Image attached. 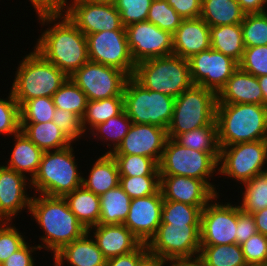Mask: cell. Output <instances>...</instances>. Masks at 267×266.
Segmentation results:
<instances>
[{
	"mask_svg": "<svg viewBox=\"0 0 267 266\" xmlns=\"http://www.w3.org/2000/svg\"><path fill=\"white\" fill-rule=\"evenodd\" d=\"M119 176L160 175L159 164L152 158L141 155L112 154Z\"/></svg>",
	"mask_w": 267,
	"mask_h": 266,
	"instance_id": "obj_40",
	"label": "cell"
},
{
	"mask_svg": "<svg viewBox=\"0 0 267 266\" xmlns=\"http://www.w3.org/2000/svg\"><path fill=\"white\" fill-rule=\"evenodd\" d=\"M188 62L193 84L216 95L239 67L231 57L212 48L192 55Z\"/></svg>",
	"mask_w": 267,
	"mask_h": 266,
	"instance_id": "obj_15",
	"label": "cell"
},
{
	"mask_svg": "<svg viewBox=\"0 0 267 266\" xmlns=\"http://www.w3.org/2000/svg\"><path fill=\"white\" fill-rule=\"evenodd\" d=\"M13 145L11 153L3 164L12 170L26 176L30 181L33 179L44 151L38 148L22 131L12 136Z\"/></svg>",
	"mask_w": 267,
	"mask_h": 266,
	"instance_id": "obj_26",
	"label": "cell"
},
{
	"mask_svg": "<svg viewBox=\"0 0 267 266\" xmlns=\"http://www.w3.org/2000/svg\"><path fill=\"white\" fill-rule=\"evenodd\" d=\"M36 20L45 30L40 29L41 35L33 48L47 61L68 77L89 61L87 37L67 16Z\"/></svg>",
	"mask_w": 267,
	"mask_h": 266,
	"instance_id": "obj_1",
	"label": "cell"
},
{
	"mask_svg": "<svg viewBox=\"0 0 267 266\" xmlns=\"http://www.w3.org/2000/svg\"><path fill=\"white\" fill-rule=\"evenodd\" d=\"M72 145L52 151H44L37 173L31 180L33 194L64 197L82 186L83 171ZM80 168V169H79Z\"/></svg>",
	"mask_w": 267,
	"mask_h": 266,
	"instance_id": "obj_3",
	"label": "cell"
},
{
	"mask_svg": "<svg viewBox=\"0 0 267 266\" xmlns=\"http://www.w3.org/2000/svg\"><path fill=\"white\" fill-rule=\"evenodd\" d=\"M69 209L88 230L98 225L100 217V196L83 185L64 196Z\"/></svg>",
	"mask_w": 267,
	"mask_h": 266,
	"instance_id": "obj_28",
	"label": "cell"
},
{
	"mask_svg": "<svg viewBox=\"0 0 267 266\" xmlns=\"http://www.w3.org/2000/svg\"><path fill=\"white\" fill-rule=\"evenodd\" d=\"M66 16L86 36L106 30H125L113 2L70 0Z\"/></svg>",
	"mask_w": 267,
	"mask_h": 266,
	"instance_id": "obj_16",
	"label": "cell"
},
{
	"mask_svg": "<svg viewBox=\"0 0 267 266\" xmlns=\"http://www.w3.org/2000/svg\"><path fill=\"white\" fill-rule=\"evenodd\" d=\"M245 14L266 12L265 0H237Z\"/></svg>",
	"mask_w": 267,
	"mask_h": 266,
	"instance_id": "obj_56",
	"label": "cell"
},
{
	"mask_svg": "<svg viewBox=\"0 0 267 266\" xmlns=\"http://www.w3.org/2000/svg\"><path fill=\"white\" fill-rule=\"evenodd\" d=\"M123 98L124 110L132 123L168 128L175 98L146 89L132 76L125 84Z\"/></svg>",
	"mask_w": 267,
	"mask_h": 266,
	"instance_id": "obj_9",
	"label": "cell"
},
{
	"mask_svg": "<svg viewBox=\"0 0 267 266\" xmlns=\"http://www.w3.org/2000/svg\"><path fill=\"white\" fill-rule=\"evenodd\" d=\"M147 253V245L142 243L135 251L108 259L106 266H137Z\"/></svg>",
	"mask_w": 267,
	"mask_h": 266,
	"instance_id": "obj_55",
	"label": "cell"
},
{
	"mask_svg": "<svg viewBox=\"0 0 267 266\" xmlns=\"http://www.w3.org/2000/svg\"><path fill=\"white\" fill-rule=\"evenodd\" d=\"M174 140L182 146L193 150L220 152L216 119L208 126L178 134Z\"/></svg>",
	"mask_w": 267,
	"mask_h": 266,
	"instance_id": "obj_37",
	"label": "cell"
},
{
	"mask_svg": "<svg viewBox=\"0 0 267 266\" xmlns=\"http://www.w3.org/2000/svg\"><path fill=\"white\" fill-rule=\"evenodd\" d=\"M211 48L231 57L237 63L242 59L245 46L241 24L210 27Z\"/></svg>",
	"mask_w": 267,
	"mask_h": 266,
	"instance_id": "obj_33",
	"label": "cell"
},
{
	"mask_svg": "<svg viewBox=\"0 0 267 266\" xmlns=\"http://www.w3.org/2000/svg\"><path fill=\"white\" fill-rule=\"evenodd\" d=\"M128 47L135 64L173 53L172 34L149 21L133 23L125 27Z\"/></svg>",
	"mask_w": 267,
	"mask_h": 266,
	"instance_id": "obj_17",
	"label": "cell"
},
{
	"mask_svg": "<svg viewBox=\"0 0 267 266\" xmlns=\"http://www.w3.org/2000/svg\"><path fill=\"white\" fill-rule=\"evenodd\" d=\"M52 121L62 130L65 136L72 142L77 143L79 139L85 141L86 133L82 127V119L69 110L55 109Z\"/></svg>",
	"mask_w": 267,
	"mask_h": 266,
	"instance_id": "obj_49",
	"label": "cell"
},
{
	"mask_svg": "<svg viewBox=\"0 0 267 266\" xmlns=\"http://www.w3.org/2000/svg\"><path fill=\"white\" fill-rule=\"evenodd\" d=\"M87 37L89 61L117 68L133 76L135 62L128 47L126 30H106Z\"/></svg>",
	"mask_w": 267,
	"mask_h": 266,
	"instance_id": "obj_14",
	"label": "cell"
},
{
	"mask_svg": "<svg viewBox=\"0 0 267 266\" xmlns=\"http://www.w3.org/2000/svg\"><path fill=\"white\" fill-rule=\"evenodd\" d=\"M220 152H202L186 148L173 138H168L159 163L160 175H180L205 181L216 193L219 183L211 182L218 175ZM218 189V190H217Z\"/></svg>",
	"mask_w": 267,
	"mask_h": 266,
	"instance_id": "obj_7",
	"label": "cell"
},
{
	"mask_svg": "<svg viewBox=\"0 0 267 266\" xmlns=\"http://www.w3.org/2000/svg\"><path fill=\"white\" fill-rule=\"evenodd\" d=\"M119 185L131 199L147 197L160 189V175L120 176Z\"/></svg>",
	"mask_w": 267,
	"mask_h": 266,
	"instance_id": "obj_44",
	"label": "cell"
},
{
	"mask_svg": "<svg viewBox=\"0 0 267 266\" xmlns=\"http://www.w3.org/2000/svg\"><path fill=\"white\" fill-rule=\"evenodd\" d=\"M153 0H113L124 27L146 21Z\"/></svg>",
	"mask_w": 267,
	"mask_h": 266,
	"instance_id": "obj_47",
	"label": "cell"
},
{
	"mask_svg": "<svg viewBox=\"0 0 267 266\" xmlns=\"http://www.w3.org/2000/svg\"><path fill=\"white\" fill-rule=\"evenodd\" d=\"M236 243L241 245L251 236L257 233V227L252 213L243 211L238 204V221H237Z\"/></svg>",
	"mask_w": 267,
	"mask_h": 266,
	"instance_id": "obj_53",
	"label": "cell"
},
{
	"mask_svg": "<svg viewBox=\"0 0 267 266\" xmlns=\"http://www.w3.org/2000/svg\"><path fill=\"white\" fill-rule=\"evenodd\" d=\"M30 2L36 18L66 16L69 0H26Z\"/></svg>",
	"mask_w": 267,
	"mask_h": 266,
	"instance_id": "obj_51",
	"label": "cell"
},
{
	"mask_svg": "<svg viewBox=\"0 0 267 266\" xmlns=\"http://www.w3.org/2000/svg\"><path fill=\"white\" fill-rule=\"evenodd\" d=\"M132 77L146 89L173 98L194 85L188 59L174 54L137 63Z\"/></svg>",
	"mask_w": 267,
	"mask_h": 266,
	"instance_id": "obj_6",
	"label": "cell"
},
{
	"mask_svg": "<svg viewBox=\"0 0 267 266\" xmlns=\"http://www.w3.org/2000/svg\"><path fill=\"white\" fill-rule=\"evenodd\" d=\"M96 159H92L86 176H82V185L95 193L97 196H101L110 189L116 188L120 182L118 165L112 154L96 155Z\"/></svg>",
	"mask_w": 267,
	"mask_h": 266,
	"instance_id": "obj_27",
	"label": "cell"
},
{
	"mask_svg": "<svg viewBox=\"0 0 267 266\" xmlns=\"http://www.w3.org/2000/svg\"><path fill=\"white\" fill-rule=\"evenodd\" d=\"M216 195L201 212V246L227 245L236 243L238 203L221 201ZM220 199V200H218Z\"/></svg>",
	"mask_w": 267,
	"mask_h": 266,
	"instance_id": "obj_12",
	"label": "cell"
},
{
	"mask_svg": "<svg viewBox=\"0 0 267 266\" xmlns=\"http://www.w3.org/2000/svg\"><path fill=\"white\" fill-rule=\"evenodd\" d=\"M245 12L237 0H202V18L210 27L241 24Z\"/></svg>",
	"mask_w": 267,
	"mask_h": 266,
	"instance_id": "obj_30",
	"label": "cell"
},
{
	"mask_svg": "<svg viewBox=\"0 0 267 266\" xmlns=\"http://www.w3.org/2000/svg\"><path fill=\"white\" fill-rule=\"evenodd\" d=\"M173 53L185 59L211 48L210 26L202 19H183L172 34Z\"/></svg>",
	"mask_w": 267,
	"mask_h": 266,
	"instance_id": "obj_22",
	"label": "cell"
},
{
	"mask_svg": "<svg viewBox=\"0 0 267 266\" xmlns=\"http://www.w3.org/2000/svg\"><path fill=\"white\" fill-rule=\"evenodd\" d=\"M56 108L69 110L83 118L88 99L86 94L72 81L70 77L61 85V87L52 96Z\"/></svg>",
	"mask_w": 267,
	"mask_h": 266,
	"instance_id": "obj_38",
	"label": "cell"
},
{
	"mask_svg": "<svg viewBox=\"0 0 267 266\" xmlns=\"http://www.w3.org/2000/svg\"><path fill=\"white\" fill-rule=\"evenodd\" d=\"M132 121L127 116L125 110L119 115L109 118L104 123L97 125L88 135V139H94L97 143L100 141L103 145H107L102 151L103 154H112L117 147L121 144L123 138L128 133L132 126Z\"/></svg>",
	"mask_w": 267,
	"mask_h": 266,
	"instance_id": "obj_31",
	"label": "cell"
},
{
	"mask_svg": "<svg viewBox=\"0 0 267 266\" xmlns=\"http://www.w3.org/2000/svg\"><path fill=\"white\" fill-rule=\"evenodd\" d=\"M27 241L18 251L13 253L2 265L0 266H37L36 259L33 256L40 252V247L37 243L33 246L32 241Z\"/></svg>",
	"mask_w": 267,
	"mask_h": 266,
	"instance_id": "obj_52",
	"label": "cell"
},
{
	"mask_svg": "<svg viewBox=\"0 0 267 266\" xmlns=\"http://www.w3.org/2000/svg\"><path fill=\"white\" fill-rule=\"evenodd\" d=\"M55 105L50 97L27 100L20 106V123H45L52 121Z\"/></svg>",
	"mask_w": 267,
	"mask_h": 266,
	"instance_id": "obj_42",
	"label": "cell"
},
{
	"mask_svg": "<svg viewBox=\"0 0 267 266\" xmlns=\"http://www.w3.org/2000/svg\"><path fill=\"white\" fill-rule=\"evenodd\" d=\"M167 139V129L151 124L133 123L121 144L112 154L146 156L159 164Z\"/></svg>",
	"mask_w": 267,
	"mask_h": 266,
	"instance_id": "obj_19",
	"label": "cell"
},
{
	"mask_svg": "<svg viewBox=\"0 0 267 266\" xmlns=\"http://www.w3.org/2000/svg\"><path fill=\"white\" fill-rule=\"evenodd\" d=\"M252 215L255 220L257 231L267 236V208L256 213H252Z\"/></svg>",
	"mask_w": 267,
	"mask_h": 266,
	"instance_id": "obj_58",
	"label": "cell"
},
{
	"mask_svg": "<svg viewBox=\"0 0 267 266\" xmlns=\"http://www.w3.org/2000/svg\"><path fill=\"white\" fill-rule=\"evenodd\" d=\"M159 188L164 200L192 206H206L217 195L205 181L180 175H160Z\"/></svg>",
	"mask_w": 267,
	"mask_h": 266,
	"instance_id": "obj_21",
	"label": "cell"
},
{
	"mask_svg": "<svg viewBox=\"0 0 267 266\" xmlns=\"http://www.w3.org/2000/svg\"><path fill=\"white\" fill-rule=\"evenodd\" d=\"M183 19L200 18L202 0H167Z\"/></svg>",
	"mask_w": 267,
	"mask_h": 266,
	"instance_id": "obj_54",
	"label": "cell"
},
{
	"mask_svg": "<svg viewBox=\"0 0 267 266\" xmlns=\"http://www.w3.org/2000/svg\"><path fill=\"white\" fill-rule=\"evenodd\" d=\"M241 29L245 47L267 45V12L246 14Z\"/></svg>",
	"mask_w": 267,
	"mask_h": 266,
	"instance_id": "obj_41",
	"label": "cell"
},
{
	"mask_svg": "<svg viewBox=\"0 0 267 266\" xmlns=\"http://www.w3.org/2000/svg\"><path fill=\"white\" fill-rule=\"evenodd\" d=\"M219 146L264 140L267 108L258 104H216Z\"/></svg>",
	"mask_w": 267,
	"mask_h": 266,
	"instance_id": "obj_5",
	"label": "cell"
},
{
	"mask_svg": "<svg viewBox=\"0 0 267 266\" xmlns=\"http://www.w3.org/2000/svg\"><path fill=\"white\" fill-rule=\"evenodd\" d=\"M247 266H265L267 264V236L259 232L241 244Z\"/></svg>",
	"mask_w": 267,
	"mask_h": 266,
	"instance_id": "obj_50",
	"label": "cell"
},
{
	"mask_svg": "<svg viewBox=\"0 0 267 266\" xmlns=\"http://www.w3.org/2000/svg\"><path fill=\"white\" fill-rule=\"evenodd\" d=\"M182 20L183 18L168 4L167 0H153L146 19L171 34L177 30Z\"/></svg>",
	"mask_w": 267,
	"mask_h": 266,
	"instance_id": "obj_43",
	"label": "cell"
},
{
	"mask_svg": "<svg viewBox=\"0 0 267 266\" xmlns=\"http://www.w3.org/2000/svg\"><path fill=\"white\" fill-rule=\"evenodd\" d=\"M264 142H265V145H266V154H267V132H266L265 137H264Z\"/></svg>",
	"mask_w": 267,
	"mask_h": 266,
	"instance_id": "obj_63",
	"label": "cell"
},
{
	"mask_svg": "<svg viewBox=\"0 0 267 266\" xmlns=\"http://www.w3.org/2000/svg\"><path fill=\"white\" fill-rule=\"evenodd\" d=\"M69 77L86 94L88 101L123 96L129 78L117 68L92 61L86 62Z\"/></svg>",
	"mask_w": 267,
	"mask_h": 266,
	"instance_id": "obj_13",
	"label": "cell"
},
{
	"mask_svg": "<svg viewBox=\"0 0 267 266\" xmlns=\"http://www.w3.org/2000/svg\"><path fill=\"white\" fill-rule=\"evenodd\" d=\"M63 266H106L107 259L87 231L53 256Z\"/></svg>",
	"mask_w": 267,
	"mask_h": 266,
	"instance_id": "obj_25",
	"label": "cell"
},
{
	"mask_svg": "<svg viewBox=\"0 0 267 266\" xmlns=\"http://www.w3.org/2000/svg\"><path fill=\"white\" fill-rule=\"evenodd\" d=\"M29 215L43 233L39 235L41 241L38 240L41 244L37 245L41 251L51 252V256L88 231L71 212L64 197L33 194Z\"/></svg>",
	"mask_w": 267,
	"mask_h": 266,
	"instance_id": "obj_2",
	"label": "cell"
},
{
	"mask_svg": "<svg viewBox=\"0 0 267 266\" xmlns=\"http://www.w3.org/2000/svg\"><path fill=\"white\" fill-rule=\"evenodd\" d=\"M216 96L217 103L264 105L258 77L239 67Z\"/></svg>",
	"mask_w": 267,
	"mask_h": 266,
	"instance_id": "obj_24",
	"label": "cell"
},
{
	"mask_svg": "<svg viewBox=\"0 0 267 266\" xmlns=\"http://www.w3.org/2000/svg\"><path fill=\"white\" fill-rule=\"evenodd\" d=\"M15 225L13 221H0V265L28 241Z\"/></svg>",
	"mask_w": 267,
	"mask_h": 266,
	"instance_id": "obj_46",
	"label": "cell"
},
{
	"mask_svg": "<svg viewBox=\"0 0 267 266\" xmlns=\"http://www.w3.org/2000/svg\"><path fill=\"white\" fill-rule=\"evenodd\" d=\"M198 257L202 266H247L241 245L237 243L201 246Z\"/></svg>",
	"mask_w": 267,
	"mask_h": 266,
	"instance_id": "obj_35",
	"label": "cell"
},
{
	"mask_svg": "<svg viewBox=\"0 0 267 266\" xmlns=\"http://www.w3.org/2000/svg\"><path fill=\"white\" fill-rule=\"evenodd\" d=\"M162 259L151 253H147L138 263L137 266H161Z\"/></svg>",
	"mask_w": 267,
	"mask_h": 266,
	"instance_id": "obj_59",
	"label": "cell"
},
{
	"mask_svg": "<svg viewBox=\"0 0 267 266\" xmlns=\"http://www.w3.org/2000/svg\"><path fill=\"white\" fill-rule=\"evenodd\" d=\"M163 201L160 189L153 195L131 199L124 225L141 243L147 244L161 224Z\"/></svg>",
	"mask_w": 267,
	"mask_h": 266,
	"instance_id": "obj_20",
	"label": "cell"
},
{
	"mask_svg": "<svg viewBox=\"0 0 267 266\" xmlns=\"http://www.w3.org/2000/svg\"><path fill=\"white\" fill-rule=\"evenodd\" d=\"M20 124L21 131L43 151L60 150L73 144L53 121Z\"/></svg>",
	"mask_w": 267,
	"mask_h": 266,
	"instance_id": "obj_29",
	"label": "cell"
},
{
	"mask_svg": "<svg viewBox=\"0 0 267 266\" xmlns=\"http://www.w3.org/2000/svg\"><path fill=\"white\" fill-rule=\"evenodd\" d=\"M216 94L204 87L193 85L183 91L174 102L168 138L210 125L216 119Z\"/></svg>",
	"mask_w": 267,
	"mask_h": 266,
	"instance_id": "obj_8",
	"label": "cell"
},
{
	"mask_svg": "<svg viewBox=\"0 0 267 266\" xmlns=\"http://www.w3.org/2000/svg\"><path fill=\"white\" fill-rule=\"evenodd\" d=\"M161 266H202L199 257L189 259H162Z\"/></svg>",
	"mask_w": 267,
	"mask_h": 266,
	"instance_id": "obj_57",
	"label": "cell"
},
{
	"mask_svg": "<svg viewBox=\"0 0 267 266\" xmlns=\"http://www.w3.org/2000/svg\"><path fill=\"white\" fill-rule=\"evenodd\" d=\"M90 2H113V0H85Z\"/></svg>",
	"mask_w": 267,
	"mask_h": 266,
	"instance_id": "obj_61",
	"label": "cell"
},
{
	"mask_svg": "<svg viewBox=\"0 0 267 266\" xmlns=\"http://www.w3.org/2000/svg\"><path fill=\"white\" fill-rule=\"evenodd\" d=\"M265 171H267V154L264 140L220 148L218 175L225 177L221 181L231 179L236 182L235 186L242 185Z\"/></svg>",
	"mask_w": 267,
	"mask_h": 266,
	"instance_id": "obj_10",
	"label": "cell"
},
{
	"mask_svg": "<svg viewBox=\"0 0 267 266\" xmlns=\"http://www.w3.org/2000/svg\"><path fill=\"white\" fill-rule=\"evenodd\" d=\"M239 68L251 75H267V45L245 47Z\"/></svg>",
	"mask_w": 267,
	"mask_h": 266,
	"instance_id": "obj_48",
	"label": "cell"
},
{
	"mask_svg": "<svg viewBox=\"0 0 267 266\" xmlns=\"http://www.w3.org/2000/svg\"><path fill=\"white\" fill-rule=\"evenodd\" d=\"M258 83L263 94L264 106L267 108V75L258 77Z\"/></svg>",
	"mask_w": 267,
	"mask_h": 266,
	"instance_id": "obj_60",
	"label": "cell"
},
{
	"mask_svg": "<svg viewBox=\"0 0 267 266\" xmlns=\"http://www.w3.org/2000/svg\"><path fill=\"white\" fill-rule=\"evenodd\" d=\"M51 258H53V262H54V264L52 263L53 266H63L53 256Z\"/></svg>",
	"mask_w": 267,
	"mask_h": 266,
	"instance_id": "obj_62",
	"label": "cell"
},
{
	"mask_svg": "<svg viewBox=\"0 0 267 266\" xmlns=\"http://www.w3.org/2000/svg\"><path fill=\"white\" fill-rule=\"evenodd\" d=\"M241 186L242 197L238 204L243 211L256 213L267 208V171L257 174Z\"/></svg>",
	"mask_w": 267,
	"mask_h": 266,
	"instance_id": "obj_36",
	"label": "cell"
},
{
	"mask_svg": "<svg viewBox=\"0 0 267 266\" xmlns=\"http://www.w3.org/2000/svg\"><path fill=\"white\" fill-rule=\"evenodd\" d=\"M131 198L118 185L100 196V217L101 225H120L127 219Z\"/></svg>",
	"mask_w": 267,
	"mask_h": 266,
	"instance_id": "obj_32",
	"label": "cell"
},
{
	"mask_svg": "<svg viewBox=\"0 0 267 266\" xmlns=\"http://www.w3.org/2000/svg\"><path fill=\"white\" fill-rule=\"evenodd\" d=\"M0 163V221L14 222L19 214L23 215L24 210L29 214L33 196L31 181Z\"/></svg>",
	"mask_w": 267,
	"mask_h": 266,
	"instance_id": "obj_18",
	"label": "cell"
},
{
	"mask_svg": "<svg viewBox=\"0 0 267 266\" xmlns=\"http://www.w3.org/2000/svg\"><path fill=\"white\" fill-rule=\"evenodd\" d=\"M88 232L107 260L135 251L142 244L124 224H98L89 228Z\"/></svg>",
	"mask_w": 267,
	"mask_h": 266,
	"instance_id": "obj_23",
	"label": "cell"
},
{
	"mask_svg": "<svg viewBox=\"0 0 267 266\" xmlns=\"http://www.w3.org/2000/svg\"><path fill=\"white\" fill-rule=\"evenodd\" d=\"M148 252L161 259H189L199 256L200 225L160 224L146 244Z\"/></svg>",
	"mask_w": 267,
	"mask_h": 266,
	"instance_id": "obj_11",
	"label": "cell"
},
{
	"mask_svg": "<svg viewBox=\"0 0 267 266\" xmlns=\"http://www.w3.org/2000/svg\"><path fill=\"white\" fill-rule=\"evenodd\" d=\"M204 207L164 200L162 204L161 224L200 225L201 212Z\"/></svg>",
	"mask_w": 267,
	"mask_h": 266,
	"instance_id": "obj_39",
	"label": "cell"
},
{
	"mask_svg": "<svg viewBox=\"0 0 267 266\" xmlns=\"http://www.w3.org/2000/svg\"><path fill=\"white\" fill-rule=\"evenodd\" d=\"M32 49L18 62L9 88L19 106L38 97L52 98L68 78L57 66Z\"/></svg>",
	"mask_w": 267,
	"mask_h": 266,
	"instance_id": "obj_4",
	"label": "cell"
},
{
	"mask_svg": "<svg viewBox=\"0 0 267 266\" xmlns=\"http://www.w3.org/2000/svg\"><path fill=\"white\" fill-rule=\"evenodd\" d=\"M123 110V96H113L102 100L88 101L85 114L82 118V127L86 136L97 125L104 123L111 117L119 115Z\"/></svg>",
	"mask_w": 267,
	"mask_h": 266,
	"instance_id": "obj_34",
	"label": "cell"
},
{
	"mask_svg": "<svg viewBox=\"0 0 267 266\" xmlns=\"http://www.w3.org/2000/svg\"><path fill=\"white\" fill-rule=\"evenodd\" d=\"M0 96V136L10 137L21 131L20 106L14 99L12 92L6 98Z\"/></svg>",
	"mask_w": 267,
	"mask_h": 266,
	"instance_id": "obj_45",
	"label": "cell"
}]
</instances>
